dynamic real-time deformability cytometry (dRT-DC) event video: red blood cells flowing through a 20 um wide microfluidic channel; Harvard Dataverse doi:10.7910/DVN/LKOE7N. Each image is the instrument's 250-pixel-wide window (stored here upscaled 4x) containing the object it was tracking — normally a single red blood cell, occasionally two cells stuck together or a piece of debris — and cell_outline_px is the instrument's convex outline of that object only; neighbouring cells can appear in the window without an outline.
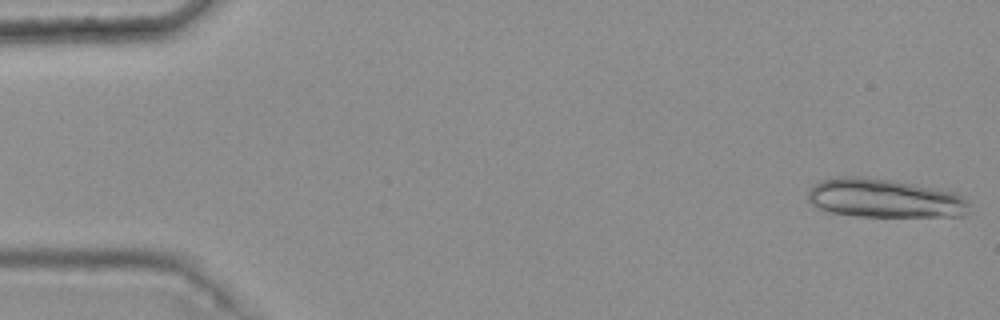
{"species": "common noctule bat (a hibernating species)", "species_latin": "Nyctalus noctula", "temperature_condition": "warm", "stored_images_in_passage": 5, "camera_frame_rate_fps": 3000, "um_per_image_px": 0.085, "animal": {"sex": "female", "body_mass_g": 25.1}, "frame": {"image": 1, "passage_image": 1, "time_ms": 0.0, "image_size_px": [1000, 320], "cell_outline_px": [[968, 212], [964, 216], [856, 216], [828, 212], [812, 204], [808, 200], [808, 192], [812, 184], [820, 180], [844, 176], [860, 176], [892, 180], [940, 188], [956, 192], [964, 196], [968, 200]], "centroid_in_image_um": [75.2, 16.84], "position_along_channel_um": 9.8, "area_um2": 36.88}}